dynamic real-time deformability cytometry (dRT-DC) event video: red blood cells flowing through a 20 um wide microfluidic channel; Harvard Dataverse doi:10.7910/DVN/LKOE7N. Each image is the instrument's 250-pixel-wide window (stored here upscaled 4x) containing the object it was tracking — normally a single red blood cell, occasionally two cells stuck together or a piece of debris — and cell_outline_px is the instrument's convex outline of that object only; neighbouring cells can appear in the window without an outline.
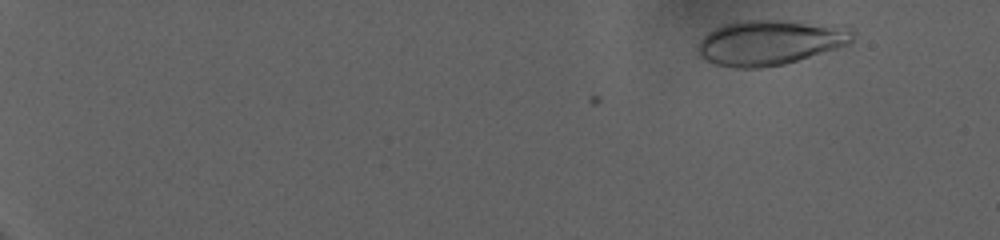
{"species": "human", "species_latin": "Homo sapiens", "temperature_condition": "warm", "stored_images_in_passage": 65, "camera_frame_rate_fps": 3000, "um_per_image_px": 0.085, "donor": {"sex": "female"}, "frame": {"image": 1, "passage_image": 5, "time_ms": 1.333, "image_size_px": [1000, 240], "cell_outline_px": [[856, 28], [852, 40], [848, 44], [836, 48], [784, 64], [760, 68], [736, 68], [716, 64], [704, 60], [696, 56], [696, 44], [708, 32], [724, 24], [740, 20], [784, 20], [844, 24]], "centroid_in_image_um": [65.47, 3.58], "position_along_channel_um": 19.5, "area_um2": 41.5}}
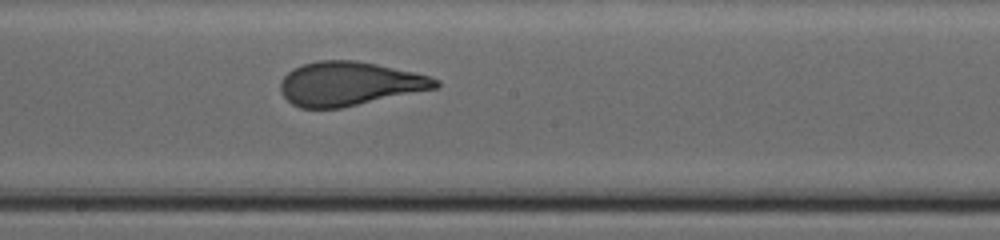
{"frame": {"image": 2, "passage_image": 45, "time_ms": 14.667, "image_size_px": [1000, 240], "cell_outline_px": [[440, 84], [436, 88], [340, 108], [300, 108], [292, 104], [280, 92], [280, 80], [292, 68], [304, 64], [320, 60], [356, 60], [376, 64], [412, 72], [428, 76], [440, 80]], "centroid_in_image_um": [29.65, 7.11], "position_along_channel_um": 218.5, "area_um2": 39.42}}
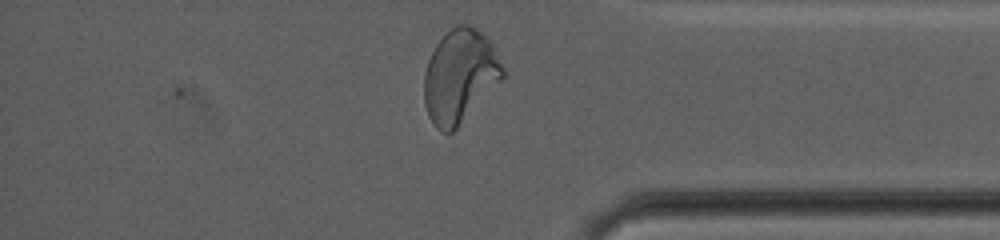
{"frame": {"image": 3, "passage_image": 64, "time_ms": 21.0, "image_size_px": [1000, 240], "cell_outline_px": [[504, 76], [456, 128], [452, 132], [440, 132], [436, 128], [428, 116], [424, 104], [424, 72], [428, 60], [436, 44], [456, 24], [468, 24], [476, 28], [492, 44], [504, 68]], "centroid_in_image_um": [39.05, 6.47], "position_along_channel_um": 396.1, "area_um2": 42.14}, "authors_computed_cell_mechanics": {"area_um2": 39.7664, "velocity_mm_per_s": 2.913, "shape_relaxation_time_tau1_ms": 6.9101, "shape_relaxation_time_tau2_ms": null, "deformation_change_tau1": 0.2456, "deformation_change_tau2": null}}